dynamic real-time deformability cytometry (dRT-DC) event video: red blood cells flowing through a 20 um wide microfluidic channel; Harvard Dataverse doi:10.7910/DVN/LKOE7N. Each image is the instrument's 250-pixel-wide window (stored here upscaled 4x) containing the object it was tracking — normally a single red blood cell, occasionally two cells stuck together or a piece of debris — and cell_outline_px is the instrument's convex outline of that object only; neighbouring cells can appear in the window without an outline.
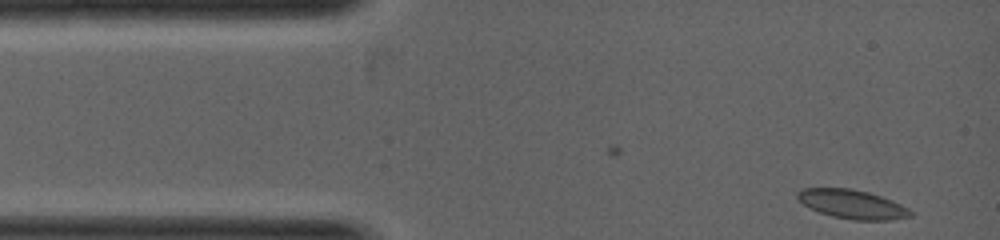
{"species": "common noctule bat (a hibernating species)", "species_latin": "Nyctalus noctula", "temperature_condition": "warm", "stored_images_in_passage": 9, "camera_frame_rate_fps": 5000, "um_per_image_px": 0.085, "animal": {"sex": "female", "body_mass_g": 19.0, "forearm_length_mm": 53.3}, "frame": {"image": 1, "passage_image": 1, "time_ms": 0.0, "image_size_px": [1000, 240], "cell_outline_px": [[912, 216], [892, 220], [852, 220], [832, 216], [820, 212], [804, 204], [796, 196], [796, 192], [800, 188], [852, 188], [868, 192], [892, 200], [908, 208], [912, 212]], "centroid_in_image_um": [72.44, 17.35], "position_along_channel_um": 12.6, "area_um2": 19.02}}
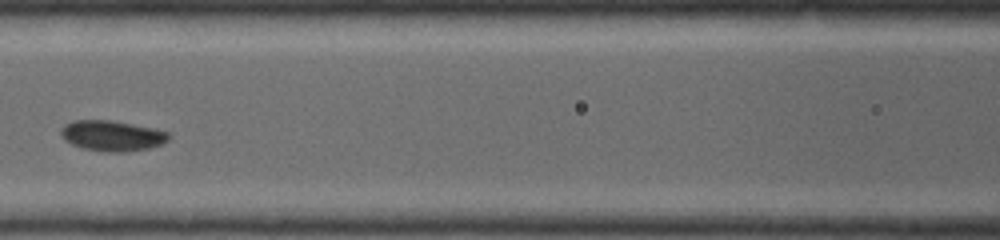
{"frame": {"image": 2, "passage_image": 7, "time_ms": 2.6, "image_size_px": [1000, 240], "cell_outline_px": [[168, 140], [160, 144], [148, 148], [120, 152], [104, 152], [84, 148], [72, 144], [64, 140], [60, 136], [60, 128], [64, 124], [72, 120], [112, 120], [156, 128], [168, 132]], "centroid_in_image_um": [9.47, 11.52], "position_along_channel_um": 157.1, "area_um2": 19.25}}
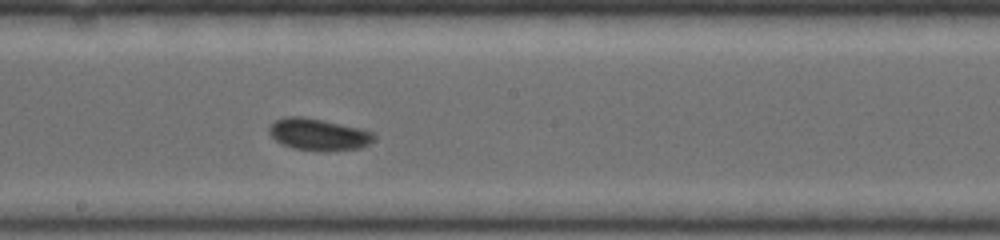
{"frame": {"image": 3, "passage_image": 9, "time_ms": 3.4, "image_size_px": [1000, 240], "cell_outline_px": [[376, 136], [368, 144], [360, 148], [292, 148], [280, 144], [268, 132], [268, 128], [276, 120], [284, 116], [304, 116], [324, 120], [360, 128], [372, 132]], "centroid_in_image_um": [27.01, 11.36], "position_along_channel_um": 221.2, "area_um2": 18.67}}